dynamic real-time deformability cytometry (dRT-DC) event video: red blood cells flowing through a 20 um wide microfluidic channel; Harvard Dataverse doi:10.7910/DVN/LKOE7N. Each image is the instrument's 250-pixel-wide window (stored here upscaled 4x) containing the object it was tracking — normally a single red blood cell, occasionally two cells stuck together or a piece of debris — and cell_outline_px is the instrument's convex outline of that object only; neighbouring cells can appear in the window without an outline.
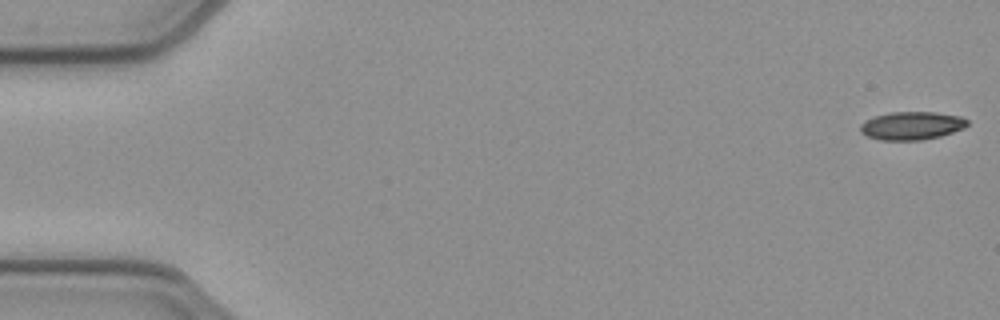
{"species": "common noctule bat (a hibernating species)", "species_latin": "Nyctalus noctula", "temperature_condition": "cold", "stored_images_in_passage": 52, "camera_frame_rate_fps": 3000, "um_per_image_px": 0.085, "animal": {"sex": "female", "body_mass_g": 21.9}, "frame": {"image": 1, "passage_image": 1, "time_ms": 0.0, "image_size_px": [1000, 320], "cell_outline_px": [[968, 124], [964, 128], [940, 136], [920, 140], [880, 140], [868, 136], [860, 132], [860, 124], [864, 120], [876, 116], [892, 112], [936, 112], [960, 116], [968, 120]], "centroid_in_image_um": [77.49, 10.68], "position_along_channel_um": 7.5, "area_um2": 17.51}}
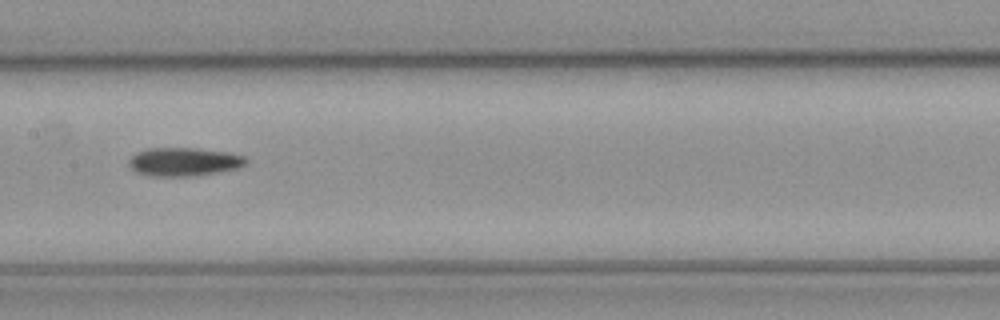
{"frame": {"image": 2, "passage_image": 26, "time_ms": 8.333, "image_size_px": [1000, 320], "cell_outline_px": [[248, 160], [244, 164], [236, 168], [216, 172], [184, 176], [156, 176], [136, 172], [128, 164], [128, 160], [136, 152], [148, 148], [196, 148], [232, 152], [244, 156]], "centroid_in_image_um": [15.62, 13.73], "position_along_channel_um": 191.8, "area_um2": 19.25}}
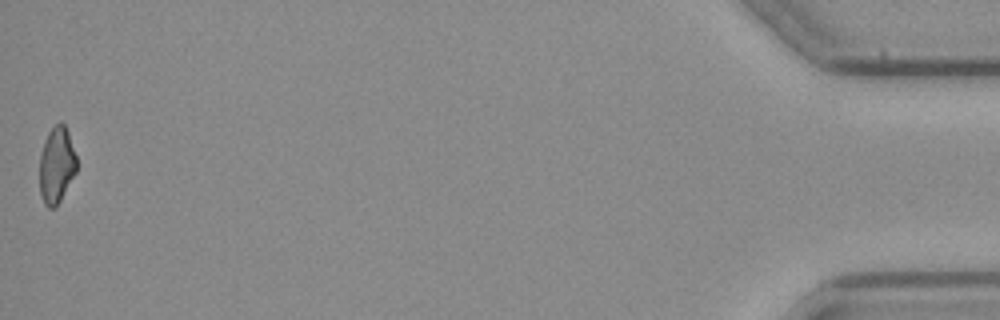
{"frame": {"image": 3, "passage_image": 52, "time_ms": 17.0, "image_size_px": [1000, 320], "cell_outline_px": [[76, 172], [56, 208], [48, 208], [44, 204], [40, 192], [40, 156], [44, 140], [48, 132], [60, 120], [64, 124], [68, 132], [76, 156]], "centroid_in_image_um": [4.8, 14.04], "position_along_channel_um": 430.4, "area_um2": 16.47}}